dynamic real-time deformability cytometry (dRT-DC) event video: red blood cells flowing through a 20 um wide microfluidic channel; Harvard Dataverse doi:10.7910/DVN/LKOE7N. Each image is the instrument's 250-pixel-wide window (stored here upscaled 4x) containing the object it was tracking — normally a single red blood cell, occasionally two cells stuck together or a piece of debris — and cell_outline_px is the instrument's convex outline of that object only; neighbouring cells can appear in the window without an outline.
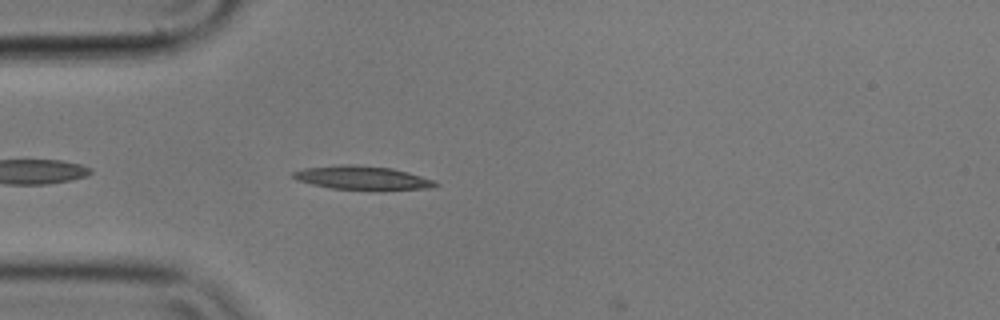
{"species": "common noctule bat (a hibernating species)", "species_latin": "Nyctalus noctula", "temperature_condition": "cold", "stored_images_in_passage": 2, "camera_frame_rate_fps": 3000, "um_per_image_px": 0.085, "animal": {"sex": "male", "body_mass_g": 17.9}, "frame": {"image": 1, "passage_image": 1, "time_ms": 0.0, "image_size_px": [1000, 320], "cell_outline_px": [[440, 184], [428, 188], [380, 192], [332, 188], [312, 184], [296, 180], [292, 176], [292, 172], [304, 168], [340, 164], [352, 164], [392, 168], [408, 172], [432, 180]], "centroid_in_image_um": [30.8, 15.14], "position_along_channel_um": 54.2, "area_um2": 20.17}}